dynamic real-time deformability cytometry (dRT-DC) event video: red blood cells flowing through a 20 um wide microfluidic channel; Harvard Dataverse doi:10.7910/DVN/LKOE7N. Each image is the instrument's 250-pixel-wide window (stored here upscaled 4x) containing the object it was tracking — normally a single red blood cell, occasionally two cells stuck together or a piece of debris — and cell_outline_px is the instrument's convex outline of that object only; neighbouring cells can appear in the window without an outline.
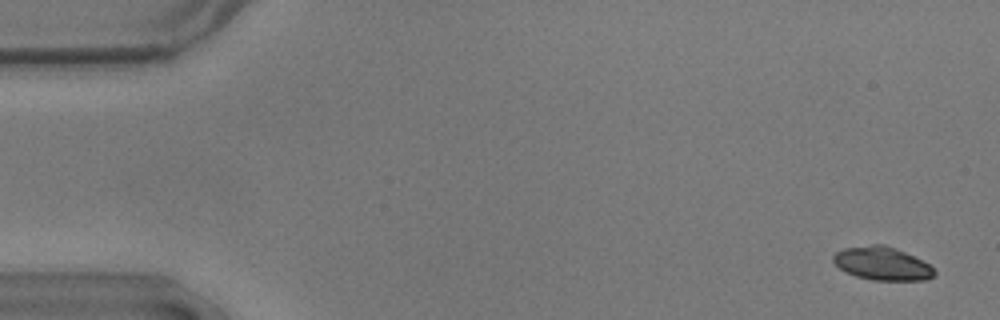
{"species": "common noctule bat (a hibernating species)", "species_latin": "Nyctalus noctula", "temperature_condition": "warm", "stored_images_in_passage": 18, "camera_frame_rate_fps": 3000, "um_per_image_px": 0.085, "animal": {"sex": "male", "body_mass_g": 17.9}, "frame": {"image": 1, "passage_image": 3, "time_ms": 0.667, "image_size_px": [1000, 320], "cell_outline_px": [[936, 272], [932, 276], [924, 280], [872, 280], [856, 276], [840, 268], [832, 260], [832, 256], [836, 252], [844, 248], [872, 244], [884, 244], [896, 248], [928, 264]], "centroid_in_image_um": [74.95, 22.39], "position_along_channel_um": 10.0, "area_um2": 19.31}}